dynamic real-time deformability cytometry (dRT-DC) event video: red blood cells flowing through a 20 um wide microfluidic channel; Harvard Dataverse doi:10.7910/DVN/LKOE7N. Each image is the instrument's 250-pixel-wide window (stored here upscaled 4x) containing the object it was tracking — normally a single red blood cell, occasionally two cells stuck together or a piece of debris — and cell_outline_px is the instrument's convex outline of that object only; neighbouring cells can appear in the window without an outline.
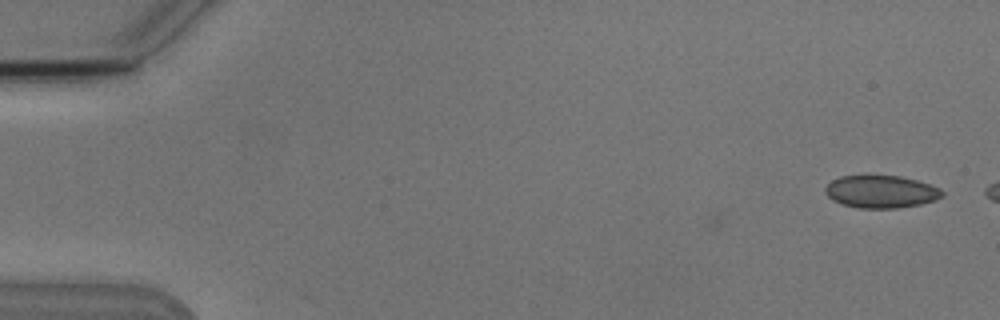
{"species": "Egyptian fruit bat (a non-hibernating species)", "species_latin": "Rousettus aegyptiacus", "temperature_condition": "cold", "stored_images_in_passage": 5, "camera_frame_rate_fps": 3000, "um_per_image_px": 0.085, "animal": {"sex": "male"}, "frame": {"image": 1, "passage_image": 1, "time_ms": 0.0, "image_size_px": [1000, 320], "cell_outline_px": [[944, 196], [936, 200], [920, 204], [896, 208], [860, 208], [844, 204], [832, 200], [824, 192], [824, 188], [832, 180], [840, 176], [900, 176], [916, 180], [940, 188], [944, 192]], "centroid_in_image_um": [74.9, 16.29], "position_along_channel_um": 10.1, "area_um2": 22.08}}